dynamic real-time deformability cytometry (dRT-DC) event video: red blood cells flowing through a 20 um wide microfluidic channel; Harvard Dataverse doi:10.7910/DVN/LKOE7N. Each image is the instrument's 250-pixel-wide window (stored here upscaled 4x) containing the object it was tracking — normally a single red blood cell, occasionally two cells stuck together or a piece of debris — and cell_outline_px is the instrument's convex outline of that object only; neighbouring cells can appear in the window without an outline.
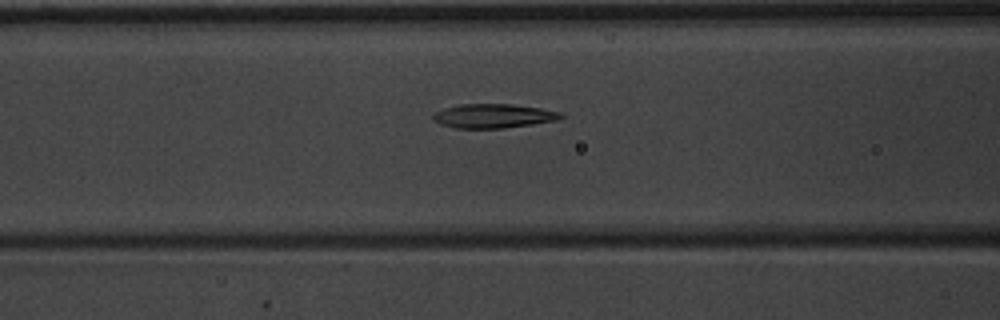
{"species": "common noctule bat (a hibernating species)", "species_latin": "Nyctalus noctula", "temperature_condition": "warm", "stored_images_in_passage": 36, "camera_frame_rate_fps": 3000, "um_per_image_px": 0.085, "animal": {"sex": "male", "body_mass_g": 20.1, "forearm_length_mm": 53.5}, "frame": {"image": 1, "passage_image": 8, "time_ms": 2.333, "image_size_px": [1000, 320], "cell_outline_px": [[564, 116], [560, 120], [504, 128], [456, 128], [440, 124], [432, 116], [436, 112], [444, 108], [460, 104], [512, 104], [540, 108], [564, 112]], "centroid_in_image_um": [42.01, 9.85], "position_along_channel_um": 124.6, "area_um2": 17.98}}
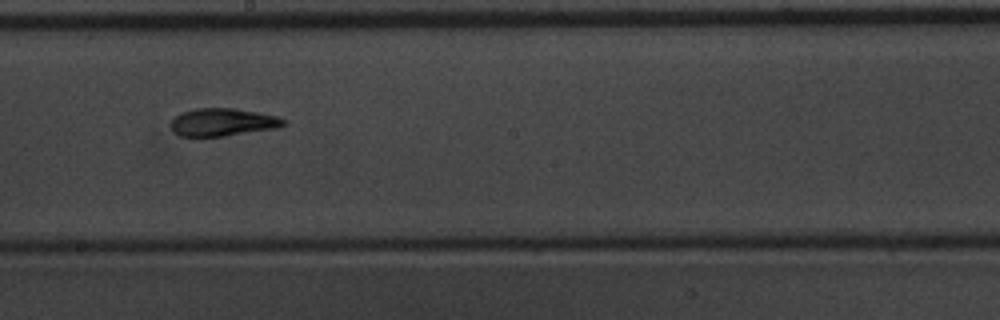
{"frame": {"image": 2, "passage_image": 16, "time_ms": 5.0, "image_size_px": [1000, 320], "cell_outline_px": [[288, 124], [276, 128], [224, 136], [180, 136], [172, 128], [172, 120], [180, 112], [196, 108], [232, 108], [256, 112], [276, 116], [288, 120]], "centroid_in_image_um": [18.97, 10.38], "position_along_channel_um": 229.2, "area_um2": 18.09}}
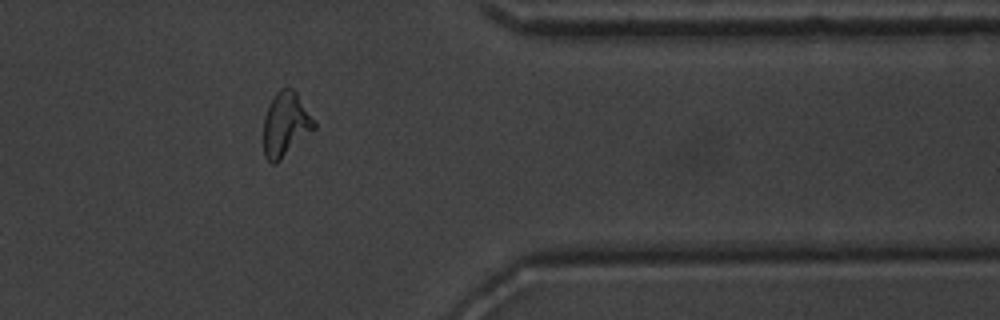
{"frame": {"image": 3, "passage_image": 29, "time_ms": 9.333, "image_size_px": [1000, 320], "cell_outline_px": [[316, 128], [276, 164], [272, 164], [264, 156], [264, 116], [276, 92], [280, 88], [292, 88], [296, 92], [316, 120]], "centroid_in_image_um": [24.3, 10.58], "position_along_channel_um": 387.1, "area_um2": 19.02}, "authors_computed_cell_mechanics": {"area_um2": 18.1781, "velocity_mm_per_s": 3.9239, "shape_relaxation_time_tau1_ms": 5.3827, "shape_relaxation_time_tau2_ms": 1.5609, "deformation_change_tau1": 0.2237, "deformation_change_tau2": 0.1037}}